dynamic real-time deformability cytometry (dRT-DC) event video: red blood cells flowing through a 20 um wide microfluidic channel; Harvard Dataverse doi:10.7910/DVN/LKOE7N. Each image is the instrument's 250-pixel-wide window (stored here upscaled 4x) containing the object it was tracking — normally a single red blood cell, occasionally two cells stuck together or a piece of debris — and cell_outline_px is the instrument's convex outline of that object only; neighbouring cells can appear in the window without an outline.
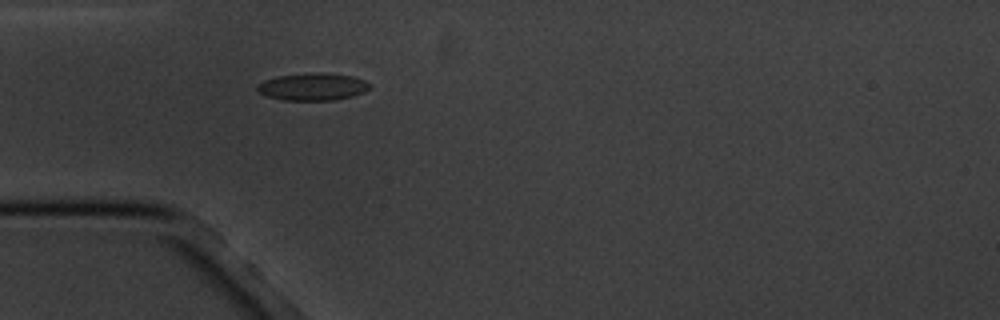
{"species": "common noctule bat (a hibernating species)", "species_latin": "Nyctalus noctula", "temperature_condition": "cold", "stored_images_in_passage": 5, "camera_frame_rate_fps": 3000, "um_per_image_px": 0.085, "animal": {"sex": "male", "body_mass_g": 20.1, "forearm_length_mm": 53.5}, "frame": {"image": 1, "passage_image": 5, "time_ms": 4.667, "image_size_px": [1000, 320], "cell_outline_px": [[372, 84], [364, 92], [352, 96], [336, 100], [280, 100], [268, 96], [260, 92], [256, 88], [256, 84], [264, 80], [276, 76], [320, 72], [324, 72], [352, 76], [364, 80]], "centroid_in_image_um": [26.58, 7.37], "position_along_channel_um": 58.4, "area_um2": 17.98}}